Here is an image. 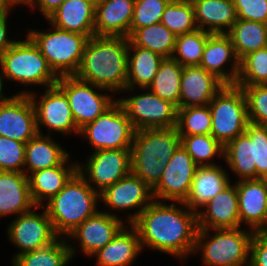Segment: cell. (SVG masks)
I'll use <instances>...</instances> for the list:
<instances>
[{"label":"cell","mask_w":267,"mask_h":266,"mask_svg":"<svg viewBox=\"0 0 267 266\" xmlns=\"http://www.w3.org/2000/svg\"><path fill=\"white\" fill-rule=\"evenodd\" d=\"M179 203L183 207H177ZM167 205L153 200L131 224L138 232L141 247L187 257L194 252L198 232L197 212L184 202ZM188 210H185V209Z\"/></svg>","instance_id":"obj_1"},{"label":"cell","mask_w":267,"mask_h":266,"mask_svg":"<svg viewBox=\"0 0 267 266\" xmlns=\"http://www.w3.org/2000/svg\"><path fill=\"white\" fill-rule=\"evenodd\" d=\"M129 38L92 36L75 76L112 93L126 89Z\"/></svg>","instance_id":"obj_2"},{"label":"cell","mask_w":267,"mask_h":266,"mask_svg":"<svg viewBox=\"0 0 267 266\" xmlns=\"http://www.w3.org/2000/svg\"><path fill=\"white\" fill-rule=\"evenodd\" d=\"M98 200V191L76 172L45 207L56 235L66 234L67 238L75 228L98 211Z\"/></svg>","instance_id":"obj_3"},{"label":"cell","mask_w":267,"mask_h":266,"mask_svg":"<svg viewBox=\"0 0 267 266\" xmlns=\"http://www.w3.org/2000/svg\"><path fill=\"white\" fill-rule=\"evenodd\" d=\"M198 229L194 252L202 251L203 264L207 266H249L250 242L254 231H244L240 227ZM210 237V238H209Z\"/></svg>","instance_id":"obj_4"},{"label":"cell","mask_w":267,"mask_h":266,"mask_svg":"<svg viewBox=\"0 0 267 266\" xmlns=\"http://www.w3.org/2000/svg\"><path fill=\"white\" fill-rule=\"evenodd\" d=\"M0 71L9 80L20 84L56 85L59 77L50 68L38 46L27 35L24 41H16L1 57Z\"/></svg>","instance_id":"obj_5"},{"label":"cell","mask_w":267,"mask_h":266,"mask_svg":"<svg viewBox=\"0 0 267 266\" xmlns=\"http://www.w3.org/2000/svg\"><path fill=\"white\" fill-rule=\"evenodd\" d=\"M27 35L38 46L53 72L58 76H73L79 70L86 35L64 31L52 25L51 32L30 30Z\"/></svg>","instance_id":"obj_6"},{"label":"cell","mask_w":267,"mask_h":266,"mask_svg":"<svg viewBox=\"0 0 267 266\" xmlns=\"http://www.w3.org/2000/svg\"><path fill=\"white\" fill-rule=\"evenodd\" d=\"M211 135L223 146L246 131L248 120L244 92L236 85H224L208 104Z\"/></svg>","instance_id":"obj_7"},{"label":"cell","mask_w":267,"mask_h":266,"mask_svg":"<svg viewBox=\"0 0 267 266\" xmlns=\"http://www.w3.org/2000/svg\"><path fill=\"white\" fill-rule=\"evenodd\" d=\"M134 133L133 125L118 101L79 129V134L84 135L95 151L131 149Z\"/></svg>","instance_id":"obj_8"},{"label":"cell","mask_w":267,"mask_h":266,"mask_svg":"<svg viewBox=\"0 0 267 266\" xmlns=\"http://www.w3.org/2000/svg\"><path fill=\"white\" fill-rule=\"evenodd\" d=\"M56 85L66 94L73 119L78 129L94 121L116 101L110 95L98 93L96 89L108 91L73 76L59 77Z\"/></svg>","instance_id":"obj_9"},{"label":"cell","mask_w":267,"mask_h":266,"mask_svg":"<svg viewBox=\"0 0 267 266\" xmlns=\"http://www.w3.org/2000/svg\"><path fill=\"white\" fill-rule=\"evenodd\" d=\"M117 101L135 130L172 128L177 125V107L151 91Z\"/></svg>","instance_id":"obj_10"},{"label":"cell","mask_w":267,"mask_h":266,"mask_svg":"<svg viewBox=\"0 0 267 266\" xmlns=\"http://www.w3.org/2000/svg\"><path fill=\"white\" fill-rule=\"evenodd\" d=\"M77 170L86 179V182L100 194L110 185L131 173V149L94 151L87 159L86 165L81 166L78 163Z\"/></svg>","instance_id":"obj_11"},{"label":"cell","mask_w":267,"mask_h":266,"mask_svg":"<svg viewBox=\"0 0 267 266\" xmlns=\"http://www.w3.org/2000/svg\"><path fill=\"white\" fill-rule=\"evenodd\" d=\"M197 167L180 144L165 166L159 183L152 189L154 200L184 202L189 195Z\"/></svg>","instance_id":"obj_12"},{"label":"cell","mask_w":267,"mask_h":266,"mask_svg":"<svg viewBox=\"0 0 267 266\" xmlns=\"http://www.w3.org/2000/svg\"><path fill=\"white\" fill-rule=\"evenodd\" d=\"M8 237L13 245L21 249L13 260L26 252L34 251L53 243L59 236L54 232L51 220L44 209L42 214L30 211L18 215L8 227Z\"/></svg>","instance_id":"obj_13"},{"label":"cell","mask_w":267,"mask_h":266,"mask_svg":"<svg viewBox=\"0 0 267 266\" xmlns=\"http://www.w3.org/2000/svg\"><path fill=\"white\" fill-rule=\"evenodd\" d=\"M18 94H28L36 112L37 131L41 134L40 126L47 127L50 132L79 134V129L73 119L72 110L66 94L57 86L46 88L41 100H36V94L28 91ZM36 97V98H35Z\"/></svg>","instance_id":"obj_14"},{"label":"cell","mask_w":267,"mask_h":266,"mask_svg":"<svg viewBox=\"0 0 267 266\" xmlns=\"http://www.w3.org/2000/svg\"><path fill=\"white\" fill-rule=\"evenodd\" d=\"M100 200L113 210L139 207L135 213L128 215L127 221L131 225L154 198L152 189L142 179L130 173L101 192Z\"/></svg>","instance_id":"obj_15"},{"label":"cell","mask_w":267,"mask_h":266,"mask_svg":"<svg viewBox=\"0 0 267 266\" xmlns=\"http://www.w3.org/2000/svg\"><path fill=\"white\" fill-rule=\"evenodd\" d=\"M36 112L28 94H15L0 105V135L27 143L36 134Z\"/></svg>","instance_id":"obj_16"},{"label":"cell","mask_w":267,"mask_h":266,"mask_svg":"<svg viewBox=\"0 0 267 266\" xmlns=\"http://www.w3.org/2000/svg\"><path fill=\"white\" fill-rule=\"evenodd\" d=\"M179 145L176 127L135 130L131 159H159L165 167Z\"/></svg>","instance_id":"obj_17"},{"label":"cell","mask_w":267,"mask_h":266,"mask_svg":"<svg viewBox=\"0 0 267 266\" xmlns=\"http://www.w3.org/2000/svg\"><path fill=\"white\" fill-rule=\"evenodd\" d=\"M123 223L116 214L97 211L68 236L80 241L84 255L93 256L117 235L124 227Z\"/></svg>","instance_id":"obj_18"},{"label":"cell","mask_w":267,"mask_h":266,"mask_svg":"<svg viewBox=\"0 0 267 266\" xmlns=\"http://www.w3.org/2000/svg\"><path fill=\"white\" fill-rule=\"evenodd\" d=\"M240 225L245 222L255 233H266L267 179L238 180Z\"/></svg>","instance_id":"obj_19"},{"label":"cell","mask_w":267,"mask_h":266,"mask_svg":"<svg viewBox=\"0 0 267 266\" xmlns=\"http://www.w3.org/2000/svg\"><path fill=\"white\" fill-rule=\"evenodd\" d=\"M197 211L199 229H226L240 227L238 192L236 184H227L215 197Z\"/></svg>","instance_id":"obj_20"},{"label":"cell","mask_w":267,"mask_h":266,"mask_svg":"<svg viewBox=\"0 0 267 266\" xmlns=\"http://www.w3.org/2000/svg\"><path fill=\"white\" fill-rule=\"evenodd\" d=\"M228 61H232L233 63L229 71L230 73L224 69V64ZM199 66L207 72L214 74L225 85L236 84L240 60L235 52L232 40L227 33H211L208 36Z\"/></svg>","instance_id":"obj_21"},{"label":"cell","mask_w":267,"mask_h":266,"mask_svg":"<svg viewBox=\"0 0 267 266\" xmlns=\"http://www.w3.org/2000/svg\"><path fill=\"white\" fill-rule=\"evenodd\" d=\"M224 85L214 74L200 66H184L180 82V107L208 105Z\"/></svg>","instance_id":"obj_22"},{"label":"cell","mask_w":267,"mask_h":266,"mask_svg":"<svg viewBox=\"0 0 267 266\" xmlns=\"http://www.w3.org/2000/svg\"><path fill=\"white\" fill-rule=\"evenodd\" d=\"M135 0H103L95 6L96 36H130Z\"/></svg>","instance_id":"obj_23"},{"label":"cell","mask_w":267,"mask_h":266,"mask_svg":"<svg viewBox=\"0 0 267 266\" xmlns=\"http://www.w3.org/2000/svg\"><path fill=\"white\" fill-rule=\"evenodd\" d=\"M54 27L86 35H95V6L87 0H64L46 19Z\"/></svg>","instance_id":"obj_24"},{"label":"cell","mask_w":267,"mask_h":266,"mask_svg":"<svg viewBox=\"0 0 267 266\" xmlns=\"http://www.w3.org/2000/svg\"><path fill=\"white\" fill-rule=\"evenodd\" d=\"M36 207L30 196L28 176L24 172L0 171V217L22 214Z\"/></svg>","instance_id":"obj_25"},{"label":"cell","mask_w":267,"mask_h":266,"mask_svg":"<svg viewBox=\"0 0 267 266\" xmlns=\"http://www.w3.org/2000/svg\"><path fill=\"white\" fill-rule=\"evenodd\" d=\"M67 158L60 166L37 170L28 176L31 199L36 207L58 194L69 179L78 171V163H69Z\"/></svg>","instance_id":"obj_26"},{"label":"cell","mask_w":267,"mask_h":266,"mask_svg":"<svg viewBox=\"0 0 267 266\" xmlns=\"http://www.w3.org/2000/svg\"><path fill=\"white\" fill-rule=\"evenodd\" d=\"M191 1L194 5L195 21L198 29L209 33L226 34L238 19L233 0Z\"/></svg>","instance_id":"obj_27"},{"label":"cell","mask_w":267,"mask_h":266,"mask_svg":"<svg viewBox=\"0 0 267 266\" xmlns=\"http://www.w3.org/2000/svg\"><path fill=\"white\" fill-rule=\"evenodd\" d=\"M123 227L117 235L93 256L98 266H129L140 254L142 247L137 230L130 225Z\"/></svg>","instance_id":"obj_28"},{"label":"cell","mask_w":267,"mask_h":266,"mask_svg":"<svg viewBox=\"0 0 267 266\" xmlns=\"http://www.w3.org/2000/svg\"><path fill=\"white\" fill-rule=\"evenodd\" d=\"M222 167L204 166L197 167L191 189L185 205L193 211L204 206L215 197L227 184L230 179Z\"/></svg>","instance_id":"obj_29"},{"label":"cell","mask_w":267,"mask_h":266,"mask_svg":"<svg viewBox=\"0 0 267 266\" xmlns=\"http://www.w3.org/2000/svg\"><path fill=\"white\" fill-rule=\"evenodd\" d=\"M163 59L155 52L134 46L129 41L127 80L124 91H133L136 85L140 89L148 90L147 88L152 84Z\"/></svg>","instance_id":"obj_30"},{"label":"cell","mask_w":267,"mask_h":266,"mask_svg":"<svg viewBox=\"0 0 267 266\" xmlns=\"http://www.w3.org/2000/svg\"><path fill=\"white\" fill-rule=\"evenodd\" d=\"M67 158L68 152L49 135L37 133L26 143L24 167L27 165L26 170L31 174L37 170L60 166Z\"/></svg>","instance_id":"obj_31"},{"label":"cell","mask_w":267,"mask_h":266,"mask_svg":"<svg viewBox=\"0 0 267 266\" xmlns=\"http://www.w3.org/2000/svg\"><path fill=\"white\" fill-rule=\"evenodd\" d=\"M59 238L48 246L18 255L12 260L13 266H66L76 249L66 242V237Z\"/></svg>","instance_id":"obj_32"},{"label":"cell","mask_w":267,"mask_h":266,"mask_svg":"<svg viewBox=\"0 0 267 266\" xmlns=\"http://www.w3.org/2000/svg\"><path fill=\"white\" fill-rule=\"evenodd\" d=\"M227 34L239 60L267 46V24L261 22L237 19Z\"/></svg>","instance_id":"obj_33"},{"label":"cell","mask_w":267,"mask_h":266,"mask_svg":"<svg viewBox=\"0 0 267 266\" xmlns=\"http://www.w3.org/2000/svg\"><path fill=\"white\" fill-rule=\"evenodd\" d=\"M128 38L134 46L153 51L163 58H172L175 50L176 35L161 22L138 28Z\"/></svg>","instance_id":"obj_34"},{"label":"cell","mask_w":267,"mask_h":266,"mask_svg":"<svg viewBox=\"0 0 267 266\" xmlns=\"http://www.w3.org/2000/svg\"><path fill=\"white\" fill-rule=\"evenodd\" d=\"M224 160L239 180L256 179V166L253 164L252 141L244 132L224 146Z\"/></svg>","instance_id":"obj_35"},{"label":"cell","mask_w":267,"mask_h":266,"mask_svg":"<svg viewBox=\"0 0 267 266\" xmlns=\"http://www.w3.org/2000/svg\"><path fill=\"white\" fill-rule=\"evenodd\" d=\"M183 66L173 58H164L152 84L147 88L180 108V82Z\"/></svg>","instance_id":"obj_36"},{"label":"cell","mask_w":267,"mask_h":266,"mask_svg":"<svg viewBox=\"0 0 267 266\" xmlns=\"http://www.w3.org/2000/svg\"><path fill=\"white\" fill-rule=\"evenodd\" d=\"M180 144L198 167L216 166L209 160L216 155L224 157V146L211 134L180 135Z\"/></svg>","instance_id":"obj_37"},{"label":"cell","mask_w":267,"mask_h":266,"mask_svg":"<svg viewBox=\"0 0 267 266\" xmlns=\"http://www.w3.org/2000/svg\"><path fill=\"white\" fill-rule=\"evenodd\" d=\"M211 33L197 29L190 33L176 36L172 58L184 66H199L207 38Z\"/></svg>","instance_id":"obj_38"},{"label":"cell","mask_w":267,"mask_h":266,"mask_svg":"<svg viewBox=\"0 0 267 266\" xmlns=\"http://www.w3.org/2000/svg\"><path fill=\"white\" fill-rule=\"evenodd\" d=\"M212 119L209 105L177 108L179 135H209Z\"/></svg>","instance_id":"obj_39"},{"label":"cell","mask_w":267,"mask_h":266,"mask_svg":"<svg viewBox=\"0 0 267 266\" xmlns=\"http://www.w3.org/2000/svg\"><path fill=\"white\" fill-rule=\"evenodd\" d=\"M160 22L176 36L198 29L192 1L169 2L162 14Z\"/></svg>","instance_id":"obj_40"},{"label":"cell","mask_w":267,"mask_h":266,"mask_svg":"<svg viewBox=\"0 0 267 266\" xmlns=\"http://www.w3.org/2000/svg\"><path fill=\"white\" fill-rule=\"evenodd\" d=\"M267 84V46L245 55L240 60L236 86Z\"/></svg>","instance_id":"obj_41"},{"label":"cell","mask_w":267,"mask_h":266,"mask_svg":"<svg viewBox=\"0 0 267 266\" xmlns=\"http://www.w3.org/2000/svg\"><path fill=\"white\" fill-rule=\"evenodd\" d=\"M168 3L167 0H135L130 35L138 28L160 23Z\"/></svg>","instance_id":"obj_42"},{"label":"cell","mask_w":267,"mask_h":266,"mask_svg":"<svg viewBox=\"0 0 267 266\" xmlns=\"http://www.w3.org/2000/svg\"><path fill=\"white\" fill-rule=\"evenodd\" d=\"M245 133L251 138L256 179H267V126L249 122Z\"/></svg>","instance_id":"obj_43"},{"label":"cell","mask_w":267,"mask_h":266,"mask_svg":"<svg viewBox=\"0 0 267 266\" xmlns=\"http://www.w3.org/2000/svg\"><path fill=\"white\" fill-rule=\"evenodd\" d=\"M238 87L246 98L249 122L267 126V84Z\"/></svg>","instance_id":"obj_44"},{"label":"cell","mask_w":267,"mask_h":266,"mask_svg":"<svg viewBox=\"0 0 267 266\" xmlns=\"http://www.w3.org/2000/svg\"><path fill=\"white\" fill-rule=\"evenodd\" d=\"M26 143L13 140L0 135V171L24 172L25 171Z\"/></svg>","instance_id":"obj_45"},{"label":"cell","mask_w":267,"mask_h":266,"mask_svg":"<svg viewBox=\"0 0 267 266\" xmlns=\"http://www.w3.org/2000/svg\"><path fill=\"white\" fill-rule=\"evenodd\" d=\"M164 169L159 159H131V173L151 189L159 183Z\"/></svg>","instance_id":"obj_46"},{"label":"cell","mask_w":267,"mask_h":266,"mask_svg":"<svg viewBox=\"0 0 267 266\" xmlns=\"http://www.w3.org/2000/svg\"><path fill=\"white\" fill-rule=\"evenodd\" d=\"M237 18L267 24V0H233Z\"/></svg>","instance_id":"obj_47"},{"label":"cell","mask_w":267,"mask_h":266,"mask_svg":"<svg viewBox=\"0 0 267 266\" xmlns=\"http://www.w3.org/2000/svg\"><path fill=\"white\" fill-rule=\"evenodd\" d=\"M249 266H267V233H255L250 242Z\"/></svg>","instance_id":"obj_48"},{"label":"cell","mask_w":267,"mask_h":266,"mask_svg":"<svg viewBox=\"0 0 267 266\" xmlns=\"http://www.w3.org/2000/svg\"><path fill=\"white\" fill-rule=\"evenodd\" d=\"M64 0H29L25 5L39 8L42 15L47 19ZM37 5V6H35Z\"/></svg>","instance_id":"obj_49"},{"label":"cell","mask_w":267,"mask_h":266,"mask_svg":"<svg viewBox=\"0 0 267 266\" xmlns=\"http://www.w3.org/2000/svg\"><path fill=\"white\" fill-rule=\"evenodd\" d=\"M7 14L0 16V57L16 42V40H10L7 36Z\"/></svg>","instance_id":"obj_50"},{"label":"cell","mask_w":267,"mask_h":266,"mask_svg":"<svg viewBox=\"0 0 267 266\" xmlns=\"http://www.w3.org/2000/svg\"><path fill=\"white\" fill-rule=\"evenodd\" d=\"M16 5L12 0H0V16H4Z\"/></svg>","instance_id":"obj_51"},{"label":"cell","mask_w":267,"mask_h":266,"mask_svg":"<svg viewBox=\"0 0 267 266\" xmlns=\"http://www.w3.org/2000/svg\"><path fill=\"white\" fill-rule=\"evenodd\" d=\"M5 78V76L0 72V105L9 102L14 96H10V97H6L3 95L2 93V89H3V79Z\"/></svg>","instance_id":"obj_52"},{"label":"cell","mask_w":267,"mask_h":266,"mask_svg":"<svg viewBox=\"0 0 267 266\" xmlns=\"http://www.w3.org/2000/svg\"><path fill=\"white\" fill-rule=\"evenodd\" d=\"M12 1L16 4V6H18L20 3L25 5L29 0H12Z\"/></svg>","instance_id":"obj_53"},{"label":"cell","mask_w":267,"mask_h":266,"mask_svg":"<svg viewBox=\"0 0 267 266\" xmlns=\"http://www.w3.org/2000/svg\"><path fill=\"white\" fill-rule=\"evenodd\" d=\"M89 2H91L94 6H96L97 4H100L103 0H87Z\"/></svg>","instance_id":"obj_54"},{"label":"cell","mask_w":267,"mask_h":266,"mask_svg":"<svg viewBox=\"0 0 267 266\" xmlns=\"http://www.w3.org/2000/svg\"><path fill=\"white\" fill-rule=\"evenodd\" d=\"M169 2H187V1H191V0H167Z\"/></svg>","instance_id":"obj_55"},{"label":"cell","mask_w":267,"mask_h":266,"mask_svg":"<svg viewBox=\"0 0 267 266\" xmlns=\"http://www.w3.org/2000/svg\"><path fill=\"white\" fill-rule=\"evenodd\" d=\"M266 233H267V212H266Z\"/></svg>","instance_id":"obj_56"}]
</instances>
